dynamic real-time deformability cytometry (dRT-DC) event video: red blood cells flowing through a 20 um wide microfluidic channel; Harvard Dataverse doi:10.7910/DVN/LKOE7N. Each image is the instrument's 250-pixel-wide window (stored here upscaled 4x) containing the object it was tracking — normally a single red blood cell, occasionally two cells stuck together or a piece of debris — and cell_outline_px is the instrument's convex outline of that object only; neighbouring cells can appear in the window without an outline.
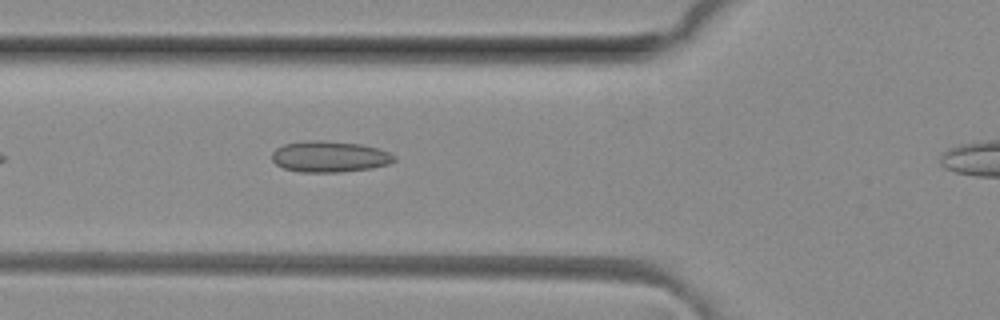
{"species": "common noctule bat (a hibernating species)", "species_latin": "Nyctalus noctula", "temperature_condition": "room temperature", "stored_images_in_passage": 31, "camera_frame_rate_fps": 3000, "um_per_image_px": 0.085, "animal": {"sex": "female", "body_mass_g": 29.2, "forearm_length_mm": 56.3}, "frame": {"image": 1, "passage_image": 6, "time_ms": 1.667, "image_size_px": [1000, 320], "cell_outline_px": [[396, 160], [388, 164], [372, 168], [340, 172], [300, 172], [284, 168], [276, 164], [272, 160], [272, 152], [276, 148], [284, 144], [308, 140], [320, 140], [360, 144], [376, 148], [388, 152], [396, 156]], "centroid_in_image_um": [28.0, 13.31], "position_along_channel_um": 97.8, "area_um2": 22.14}}
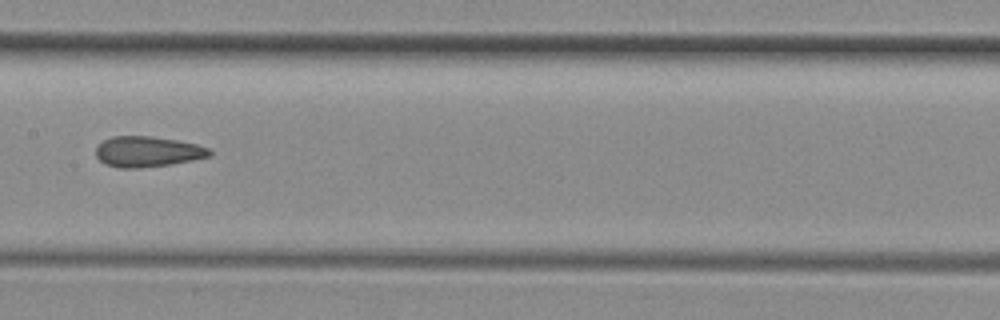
{"frame": {"image": 2, "passage_image": 13, "time_ms": 4.0, "image_size_px": [1000, 320], "cell_outline_px": [[212, 156], [172, 164], [140, 168], [120, 168], [104, 164], [96, 156], [96, 148], [104, 140], [112, 136], [152, 136], [176, 140], [196, 144], [212, 148]], "centroid_in_image_um": [12.57, 12.89], "position_along_channel_um": 194.8, "area_um2": 20.4}}
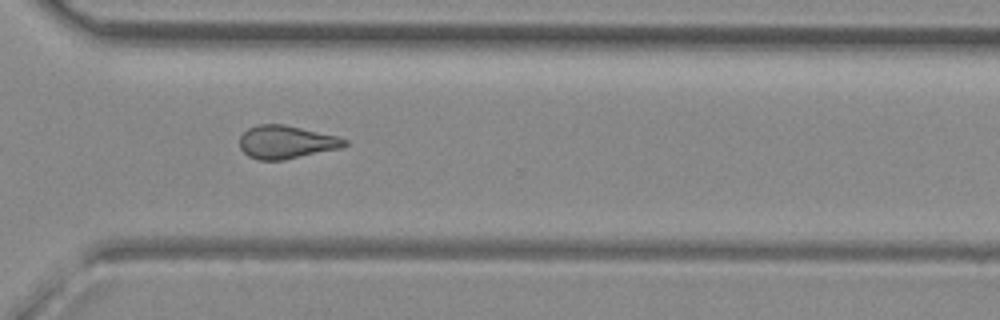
{"frame": {"image": 3, "passage_image": 24, "time_ms": 7.667, "image_size_px": [1000, 320], "cell_outline_px": [[348, 144], [340, 148], [284, 160], [260, 160], [248, 156], [240, 148], [240, 136], [248, 128], [260, 124], [284, 124], [336, 136], [348, 140]], "centroid_in_image_um": [24.31, 12.08], "position_along_channel_um": 346.3, "area_um2": 20.11}}